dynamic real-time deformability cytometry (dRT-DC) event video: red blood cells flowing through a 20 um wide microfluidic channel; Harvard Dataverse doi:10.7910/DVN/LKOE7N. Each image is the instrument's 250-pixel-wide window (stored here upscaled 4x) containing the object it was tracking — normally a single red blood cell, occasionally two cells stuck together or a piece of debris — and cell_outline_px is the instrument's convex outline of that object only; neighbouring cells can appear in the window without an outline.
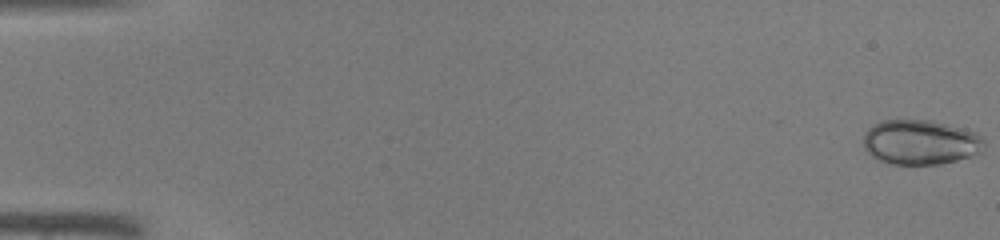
{"species": "common noctule bat (a hibernating species)", "species_latin": "Nyctalus noctula", "temperature_condition": "warm", "stored_images_in_passage": 45, "camera_frame_rate_fps": 3000, "um_per_image_px": 0.085, "animal": {"sex": "male", "body_mass_g": 19.0, "forearm_length_mm": 50.8}, "frame": {"image": 1, "passage_image": 1, "time_ms": 0.0, "image_size_px": [1000, 240], "cell_outline_px": [[984, 148], [980, 152], [956, 160], [940, 164], [888, 164], [872, 156], [864, 148], [864, 132], [872, 124], [884, 120], [928, 120], [976, 132], [984, 140]], "centroid_in_image_um": [78.2, 12.09], "position_along_channel_um": 6.8, "area_um2": 31.33}}
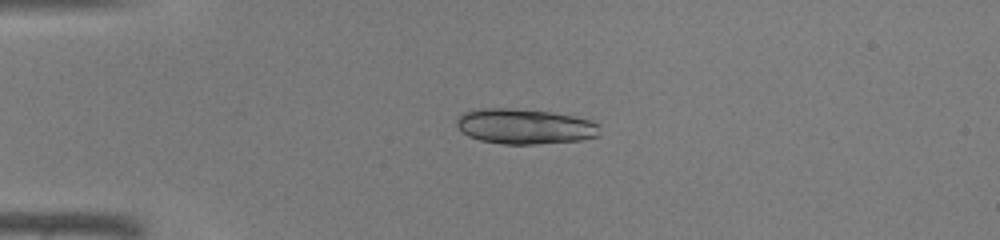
{"frame": {"image": 2, "passage_image": 12, "time_ms": 3.667, "image_size_px": [1000, 240], "cell_outline_px": [[600, 136], [580, 140], [532, 144], [504, 144], [480, 140], [468, 136], [456, 124], [456, 120], [464, 112], [484, 108], [504, 108], [552, 112], [572, 116], [588, 120], [600, 124]], "centroid_in_image_um": [44.63, 10.75], "position_along_channel_um": 40.4, "area_um2": 29.13}}